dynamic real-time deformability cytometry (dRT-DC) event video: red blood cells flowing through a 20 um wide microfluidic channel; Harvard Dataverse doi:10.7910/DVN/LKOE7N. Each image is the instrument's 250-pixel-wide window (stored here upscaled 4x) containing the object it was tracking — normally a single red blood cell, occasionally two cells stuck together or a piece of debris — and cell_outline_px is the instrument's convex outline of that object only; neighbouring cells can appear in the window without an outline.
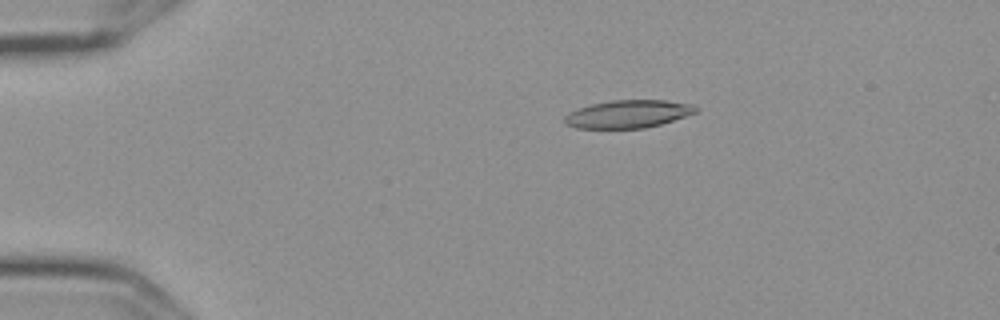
{"species": "Egyptian fruit bat (a non-hibernating species)", "species_latin": "Rousettus aegyptiacus", "temperature_condition": "cold", "stored_images_in_passage": 4, "camera_frame_rate_fps": 3000, "um_per_image_px": 0.085, "frame": {"image": 1, "passage_image": 1, "time_ms": 0.0, "image_size_px": [1000, 320], "cell_outline_px": [[700, 108], [696, 112], [660, 124], [644, 128], [576, 128], [564, 124], [564, 116], [568, 112], [592, 104], [612, 100], [668, 100], [692, 104]], "centroid_in_image_um": [53.37, 9.68], "position_along_channel_um": 31.6, "area_um2": 21.21}}
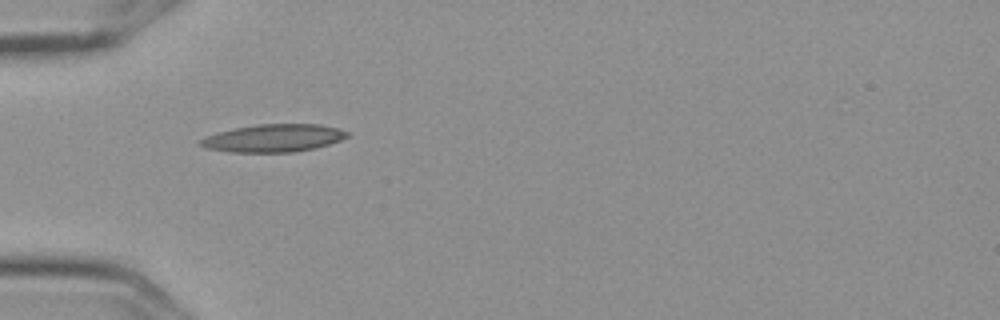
{"frame": {"image": 2, "passage_image": 3, "time_ms": 0.667, "image_size_px": [1000, 320], "cell_outline_px": [[348, 136], [340, 140], [316, 148], [292, 152], [228, 152], [208, 148], [196, 144], [204, 136], [236, 128], [256, 124], [320, 124], [336, 128], [348, 132]], "centroid_in_image_um": [23.22, 11.74], "position_along_channel_um": 61.8, "area_um2": 23.58}}
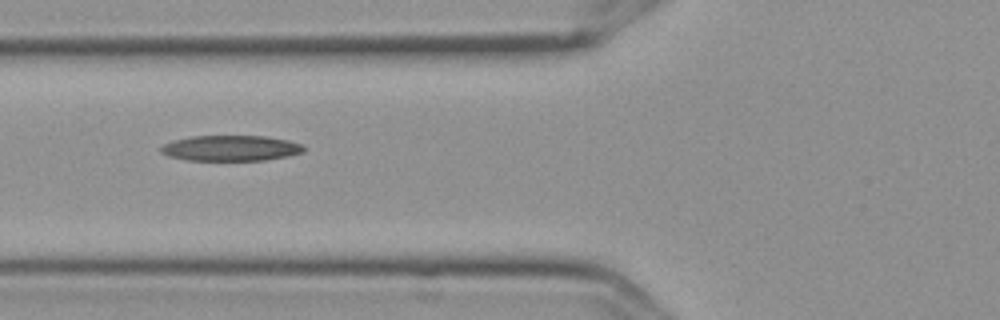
{"frame": {"image": 3, "passage_image": 4, "time_ms": 1.0, "image_size_px": [1000, 320], "cell_outline_px": [[308, 148], [304, 152], [288, 156], [264, 160], [188, 160], [168, 156], [160, 152], [160, 148], [164, 144], [172, 140], [192, 136], [268, 136], [288, 140], [304, 144]], "centroid_in_image_um": [19.66, 12.59], "position_along_channel_um": 106.1, "area_um2": 21.5}}